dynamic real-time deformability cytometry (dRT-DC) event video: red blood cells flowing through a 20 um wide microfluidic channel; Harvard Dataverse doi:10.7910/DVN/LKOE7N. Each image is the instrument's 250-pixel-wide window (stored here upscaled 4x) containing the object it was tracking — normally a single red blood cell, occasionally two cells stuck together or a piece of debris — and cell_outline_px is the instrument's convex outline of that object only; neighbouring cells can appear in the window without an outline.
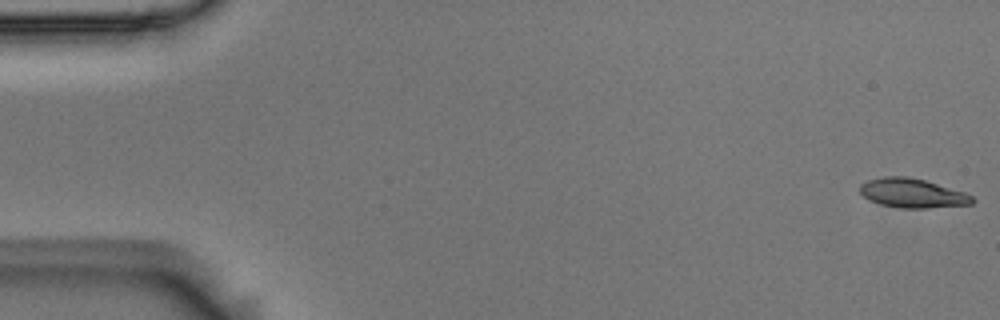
{"species": "Egyptian fruit bat (a non-hibernating species)", "species_latin": "Rousettus aegyptiacus", "temperature_condition": "room temperature", "stored_images_in_passage": 55, "camera_frame_rate_fps": 3000, "um_per_image_px": 0.085, "animal": {"sex": "male"}, "frame": {"image": 1, "passage_image": 1, "time_ms": 0.0, "image_size_px": [1000, 320], "cell_outline_px": [[976, 200], [972, 204], [928, 208], [900, 208], [880, 204], [868, 200], [860, 192], [860, 184], [868, 180], [884, 176], [908, 176], [924, 180], [964, 192], [972, 196]], "centroid_in_image_um": [77.54, 16.42], "position_along_channel_um": 7.5, "area_um2": 19.13}}
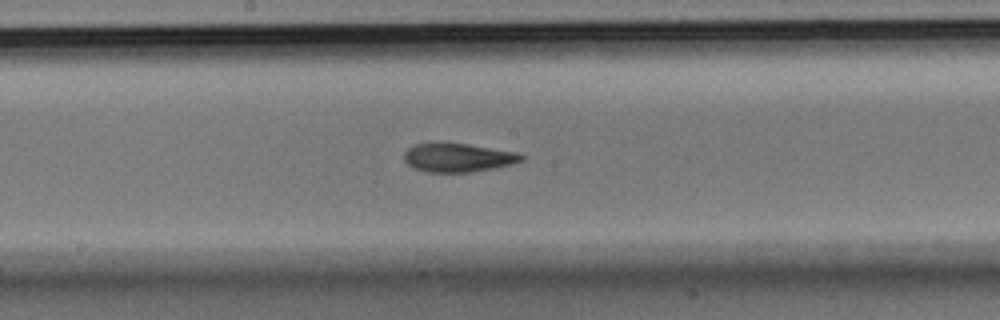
{"frame": {"image": 2, "passage_image": 29, "time_ms": 9.333, "image_size_px": [1000, 320], "cell_outline_px": [[524, 160], [512, 164], [472, 172], [424, 172], [412, 168], [404, 160], [404, 152], [412, 144], [440, 140], [468, 144], [520, 152], [524, 156]], "centroid_in_image_um": [38.88, 13.36], "position_along_channel_um": 209.3, "area_um2": 20.4}}
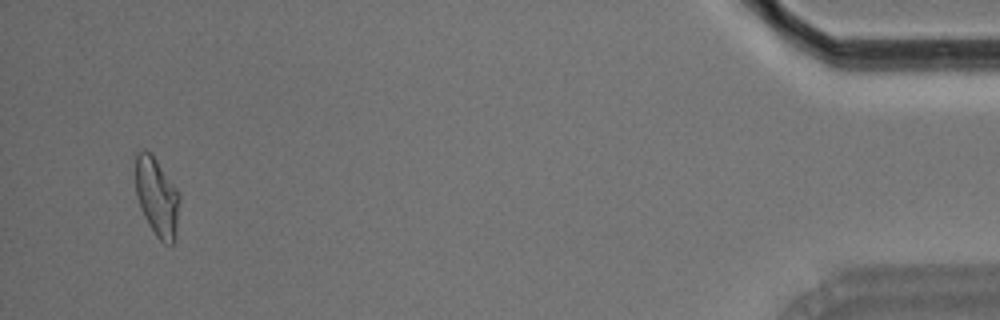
{"frame": {"image": 3, "passage_image": 53, "time_ms": 17.333, "image_size_px": [1000, 320], "cell_outline_px": [[180, 196], [176, 232], [172, 244], [164, 244], [156, 236], [148, 224], [140, 208], [136, 196], [132, 152], [144, 148], [152, 152], [176, 188]], "centroid_in_image_um": [13.26, 16.62], "position_along_channel_um": 421.9, "area_um2": 20.98}, "authors_computed_cell_mechanics": {"area_um2": 19.8832, "velocity_mm_per_s": 3.6576, "shape_relaxation_time_tau1_ms": 4.428, "shape_relaxation_time_tau2_ms": 2.2374, "deformation_change_tau1": 0.1627, "deformation_change_tau2": 0.1013}}